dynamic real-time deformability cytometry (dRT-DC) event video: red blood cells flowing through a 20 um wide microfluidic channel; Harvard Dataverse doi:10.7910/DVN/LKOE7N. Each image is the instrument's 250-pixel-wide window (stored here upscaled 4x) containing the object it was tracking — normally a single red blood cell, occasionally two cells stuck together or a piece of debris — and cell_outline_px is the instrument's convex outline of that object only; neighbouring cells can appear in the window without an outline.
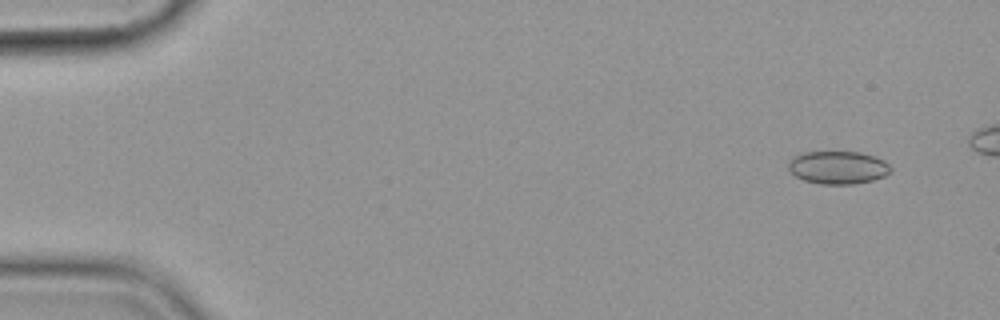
{"species": "common noctule bat (a hibernating species)", "species_latin": "Nyctalus noctula", "temperature_condition": "cold", "stored_images_in_passage": 9, "segment_of_instrument_passage": [1, 2], "camera_frame_rate_fps": 3000, "um_per_image_px": 0.085, "animal": {"sex": "female", "body_mass_g": 19.9}, "frame": {"image": 1, "passage_image": 2, "time_ms": 1.0, "image_size_px": [1000, 320], "cell_outline_px": [[892, 168], [884, 176], [872, 180], [852, 184], [820, 184], [804, 180], [796, 176], [788, 168], [788, 160], [800, 152], [860, 152], [884, 160]], "centroid_in_image_um": [71.19, 14.23], "position_along_channel_um": 13.8, "area_um2": 19.54}}
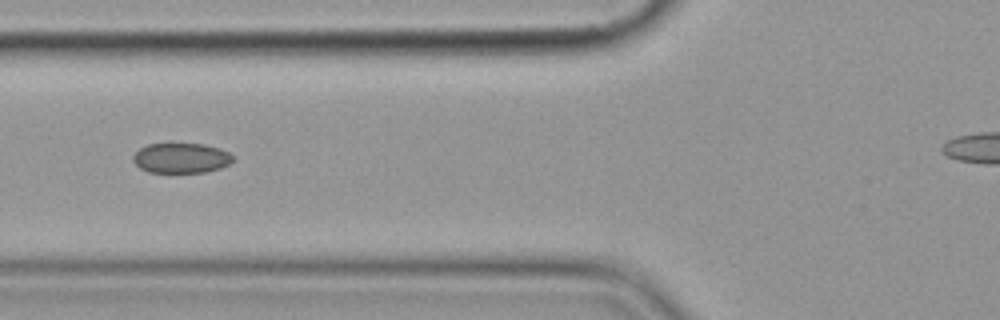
{"frame": {"image": 2, "passage_image": 7, "time_ms": 7.0, "image_size_px": [1000, 320], "cell_outline_px": [[232, 160], [228, 164], [220, 168], [204, 172], [148, 172], [140, 168], [132, 160], [132, 156], [140, 148], [148, 144], [204, 144], [220, 148], [228, 152], [232, 156]], "centroid_in_image_um": [15.37, 13.43], "position_along_channel_um": 110.4, "area_um2": 17.34}}
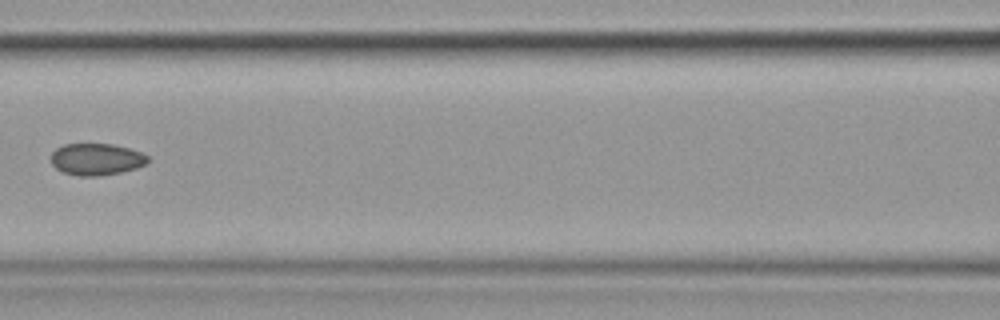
{"frame": {"image": 3, "passage_image": 8, "time_ms": 8.333, "image_size_px": [1000, 320], "cell_outline_px": [[148, 164], [136, 168], [120, 172], [96, 176], [80, 176], [64, 172], [56, 168], [52, 164], [52, 152], [56, 148], [64, 144], [112, 144], [128, 148], [140, 152], [148, 156]], "centroid_in_image_um": [8.2, 13.53], "position_along_channel_um": 158.4, "area_um2": 17.8}}